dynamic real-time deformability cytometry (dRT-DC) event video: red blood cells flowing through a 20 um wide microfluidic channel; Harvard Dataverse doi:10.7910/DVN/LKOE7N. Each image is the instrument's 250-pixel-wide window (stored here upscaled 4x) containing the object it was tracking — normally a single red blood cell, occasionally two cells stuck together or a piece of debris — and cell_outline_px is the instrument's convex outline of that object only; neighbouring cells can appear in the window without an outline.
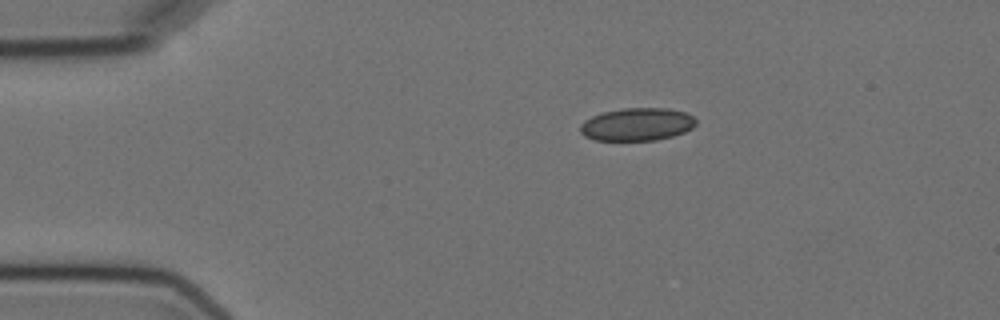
{"species": "Egyptian fruit bat (a non-hibernating species)", "species_latin": "Rousettus aegyptiacus", "temperature_condition": "cold", "stored_images_in_passage": 9, "camera_frame_rate_fps": 3000, "um_per_image_px": 0.085, "animal": {"sex": "female"}, "frame": {"image": 1, "passage_image": 1, "time_ms": 0.0, "image_size_px": [1000, 320], "cell_outline_px": [[696, 124], [692, 128], [684, 132], [672, 136], [656, 140], [592, 140], [584, 136], [580, 132], [580, 124], [584, 120], [592, 116], [604, 112], [624, 108], [668, 108], [684, 112], [692, 116], [696, 120]], "centroid_in_image_um": [54.13, 10.57], "position_along_channel_um": 30.9, "area_um2": 22.14}}
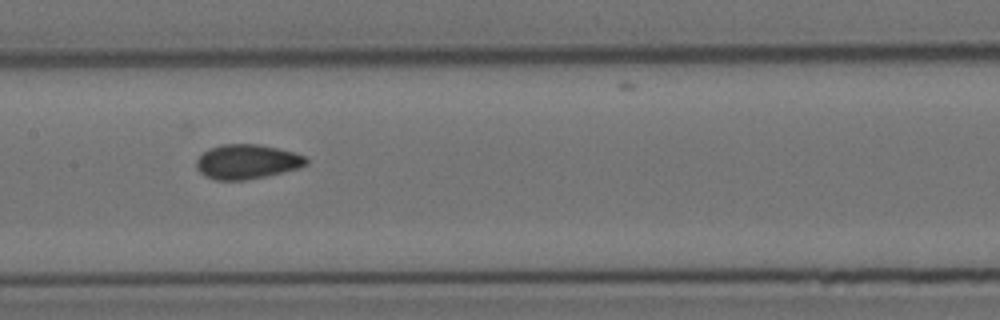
{"frame": {"image": 2, "passage_image": 6, "time_ms": 5.667, "image_size_px": [1000, 320], "cell_outline_px": [[308, 164], [300, 168], [264, 176], [244, 180], [216, 180], [204, 176], [196, 168], [196, 160], [208, 148], [224, 144], [260, 144], [292, 152], [304, 156], [308, 160]], "centroid_in_image_um": [20.97, 13.74], "position_along_channel_um": 186.4, "area_um2": 22.02}}
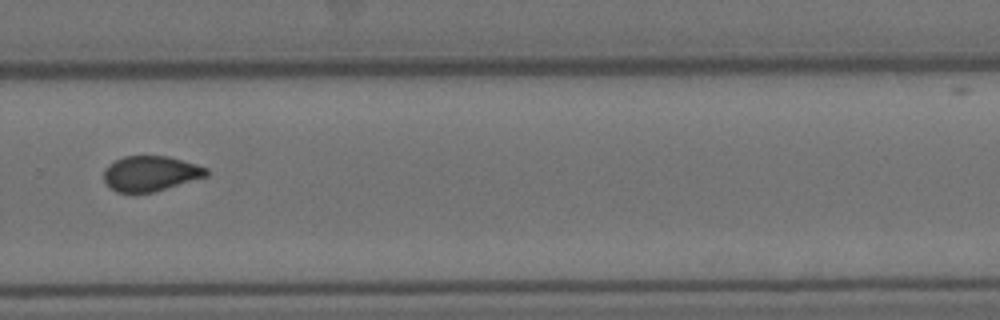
{"frame": {"image": 3, "passage_image": 9, "time_ms": 9.333, "image_size_px": [1000, 320], "cell_outline_px": [[208, 176], [156, 192], [116, 192], [108, 188], [104, 180], [104, 168], [108, 164], [124, 156], [168, 156], [196, 164], [208, 168]], "centroid_in_image_um": [12.79, 14.76], "position_along_channel_um": 317.0, "area_um2": 21.27}}